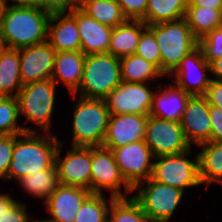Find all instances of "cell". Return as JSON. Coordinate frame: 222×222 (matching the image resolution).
<instances>
[{
    "instance_id": "cell-32",
    "label": "cell",
    "mask_w": 222,
    "mask_h": 222,
    "mask_svg": "<svg viewBox=\"0 0 222 222\" xmlns=\"http://www.w3.org/2000/svg\"><path fill=\"white\" fill-rule=\"evenodd\" d=\"M19 103L17 97L0 96V135H19L35 132L30 126H18Z\"/></svg>"
},
{
    "instance_id": "cell-11",
    "label": "cell",
    "mask_w": 222,
    "mask_h": 222,
    "mask_svg": "<svg viewBox=\"0 0 222 222\" xmlns=\"http://www.w3.org/2000/svg\"><path fill=\"white\" fill-rule=\"evenodd\" d=\"M144 141L154 157L179 154L192 146L184 136L180 122L148 116Z\"/></svg>"
},
{
    "instance_id": "cell-4",
    "label": "cell",
    "mask_w": 222,
    "mask_h": 222,
    "mask_svg": "<svg viewBox=\"0 0 222 222\" xmlns=\"http://www.w3.org/2000/svg\"><path fill=\"white\" fill-rule=\"evenodd\" d=\"M72 110V146H102L110 116L104 100L79 96Z\"/></svg>"
},
{
    "instance_id": "cell-24",
    "label": "cell",
    "mask_w": 222,
    "mask_h": 222,
    "mask_svg": "<svg viewBox=\"0 0 222 222\" xmlns=\"http://www.w3.org/2000/svg\"><path fill=\"white\" fill-rule=\"evenodd\" d=\"M199 178L206 187L212 183L222 185V141L206 142L197 146Z\"/></svg>"
},
{
    "instance_id": "cell-48",
    "label": "cell",
    "mask_w": 222,
    "mask_h": 222,
    "mask_svg": "<svg viewBox=\"0 0 222 222\" xmlns=\"http://www.w3.org/2000/svg\"><path fill=\"white\" fill-rule=\"evenodd\" d=\"M78 1V5L83 1V0H77Z\"/></svg>"
},
{
    "instance_id": "cell-36",
    "label": "cell",
    "mask_w": 222,
    "mask_h": 222,
    "mask_svg": "<svg viewBox=\"0 0 222 222\" xmlns=\"http://www.w3.org/2000/svg\"><path fill=\"white\" fill-rule=\"evenodd\" d=\"M14 135H0V178L5 179L11 164Z\"/></svg>"
},
{
    "instance_id": "cell-42",
    "label": "cell",
    "mask_w": 222,
    "mask_h": 222,
    "mask_svg": "<svg viewBox=\"0 0 222 222\" xmlns=\"http://www.w3.org/2000/svg\"><path fill=\"white\" fill-rule=\"evenodd\" d=\"M18 201L9 194H4L0 192V219L4 216L6 212H9Z\"/></svg>"
},
{
    "instance_id": "cell-16",
    "label": "cell",
    "mask_w": 222,
    "mask_h": 222,
    "mask_svg": "<svg viewBox=\"0 0 222 222\" xmlns=\"http://www.w3.org/2000/svg\"><path fill=\"white\" fill-rule=\"evenodd\" d=\"M149 115L110 114L102 146L110 150L144 140Z\"/></svg>"
},
{
    "instance_id": "cell-10",
    "label": "cell",
    "mask_w": 222,
    "mask_h": 222,
    "mask_svg": "<svg viewBox=\"0 0 222 222\" xmlns=\"http://www.w3.org/2000/svg\"><path fill=\"white\" fill-rule=\"evenodd\" d=\"M120 174L133 189L153 174L154 155L144 140L112 150Z\"/></svg>"
},
{
    "instance_id": "cell-45",
    "label": "cell",
    "mask_w": 222,
    "mask_h": 222,
    "mask_svg": "<svg viewBox=\"0 0 222 222\" xmlns=\"http://www.w3.org/2000/svg\"><path fill=\"white\" fill-rule=\"evenodd\" d=\"M211 74L215 76V80L222 81V57L213 60L210 63Z\"/></svg>"
},
{
    "instance_id": "cell-9",
    "label": "cell",
    "mask_w": 222,
    "mask_h": 222,
    "mask_svg": "<svg viewBox=\"0 0 222 222\" xmlns=\"http://www.w3.org/2000/svg\"><path fill=\"white\" fill-rule=\"evenodd\" d=\"M121 187H125V194ZM101 188L114 198H125L133 192L120 174L112 150L95 146L91 147V193L103 194Z\"/></svg>"
},
{
    "instance_id": "cell-3",
    "label": "cell",
    "mask_w": 222,
    "mask_h": 222,
    "mask_svg": "<svg viewBox=\"0 0 222 222\" xmlns=\"http://www.w3.org/2000/svg\"><path fill=\"white\" fill-rule=\"evenodd\" d=\"M153 32L160 51V72L171 74L181 60L199 46L185 18L147 25Z\"/></svg>"
},
{
    "instance_id": "cell-21",
    "label": "cell",
    "mask_w": 222,
    "mask_h": 222,
    "mask_svg": "<svg viewBox=\"0 0 222 222\" xmlns=\"http://www.w3.org/2000/svg\"><path fill=\"white\" fill-rule=\"evenodd\" d=\"M164 88L158 85L152 98V104L150 107V116L163 119L181 122L183 113L185 111L187 102L192 96L185 92L182 88L176 84H171Z\"/></svg>"
},
{
    "instance_id": "cell-40",
    "label": "cell",
    "mask_w": 222,
    "mask_h": 222,
    "mask_svg": "<svg viewBox=\"0 0 222 222\" xmlns=\"http://www.w3.org/2000/svg\"><path fill=\"white\" fill-rule=\"evenodd\" d=\"M203 96L206 98L209 106L222 109V81L212 79Z\"/></svg>"
},
{
    "instance_id": "cell-5",
    "label": "cell",
    "mask_w": 222,
    "mask_h": 222,
    "mask_svg": "<svg viewBox=\"0 0 222 222\" xmlns=\"http://www.w3.org/2000/svg\"><path fill=\"white\" fill-rule=\"evenodd\" d=\"M122 82L118 57L109 53L86 55L82 80L77 94L85 98L104 99Z\"/></svg>"
},
{
    "instance_id": "cell-37",
    "label": "cell",
    "mask_w": 222,
    "mask_h": 222,
    "mask_svg": "<svg viewBox=\"0 0 222 222\" xmlns=\"http://www.w3.org/2000/svg\"><path fill=\"white\" fill-rule=\"evenodd\" d=\"M127 19L142 20L145 23V13L148 0H116Z\"/></svg>"
},
{
    "instance_id": "cell-19",
    "label": "cell",
    "mask_w": 222,
    "mask_h": 222,
    "mask_svg": "<svg viewBox=\"0 0 222 222\" xmlns=\"http://www.w3.org/2000/svg\"><path fill=\"white\" fill-rule=\"evenodd\" d=\"M78 25L81 52L85 55L108 53L113 28L89 17L78 6L68 11Z\"/></svg>"
},
{
    "instance_id": "cell-8",
    "label": "cell",
    "mask_w": 222,
    "mask_h": 222,
    "mask_svg": "<svg viewBox=\"0 0 222 222\" xmlns=\"http://www.w3.org/2000/svg\"><path fill=\"white\" fill-rule=\"evenodd\" d=\"M190 153L191 148L179 154L154 157L152 178L183 191L186 190L185 188L201 185L198 154L193 161L189 159Z\"/></svg>"
},
{
    "instance_id": "cell-25",
    "label": "cell",
    "mask_w": 222,
    "mask_h": 222,
    "mask_svg": "<svg viewBox=\"0 0 222 222\" xmlns=\"http://www.w3.org/2000/svg\"><path fill=\"white\" fill-rule=\"evenodd\" d=\"M22 87L19 50L4 48L0 54V96L17 97Z\"/></svg>"
},
{
    "instance_id": "cell-15",
    "label": "cell",
    "mask_w": 222,
    "mask_h": 222,
    "mask_svg": "<svg viewBox=\"0 0 222 222\" xmlns=\"http://www.w3.org/2000/svg\"><path fill=\"white\" fill-rule=\"evenodd\" d=\"M18 50L20 77L23 85L51 78L56 51L47 41Z\"/></svg>"
},
{
    "instance_id": "cell-38",
    "label": "cell",
    "mask_w": 222,
    "mask_h": 222,
    "mask_svg": "<svg viewBox=\"0 0 222 222\" xmlns=\"http://www.w3.org/2000/svg\"><path fill=\"white\" fill-rule=\"evenodd\" d=\"M26 207L25 203L18 202L9 212L4 214L0 222H40V219L29 218Z\"/></svg>"
},
{
    "instance_id": "cell-29",
    "label": "cell",
    "mask_w": 222,
    "mask_h": 222,
    "mask_svg": "<svg viewBox=\"0 0 222 222\" xmlns=\"http://www.w3.org/2000/svg\"><path fill=\"white\" fill-rule=\"evenodd\" d=\"M17 181L29 196L45 201L60 184L55 163L50 168L21 177Z\"/></svg>"
},
{
    "instance_id": "cell-27",
    "label": "cell",
    "mask_w": 222,
    "mask_h": 222,
    "mask_svg": "<svg viewBox=\"0 0 222 222\" xmlns=\"http://www.w3.org/2000/svg\"><path fill=\"white\" fill-rule=\"evenodd\" d=\"M184 18L198 40L222 27V9L188 6Z\"/></svg>"
},
{
    "instance_id": "cell-30",
    "label": "cell",
    "mask_w": 222,
    "mask_h": 222,
    "mask_svg": "<svg viewBox=\"0 0 222 222\" xmlns=\"http://www.w3.org/2000/svg\"><path fill=\"white\" fill-rule=\"evenodd\" d=\"M187 7L188 0H148L145 23L151 25L182 19Z\"/></svg>"
},
{
    "instance_id": "cell-17",
    "label": "cell",
    "mask_w": 222,
    "mask_h": 222,
    "mask_svg": "<svg viewBox=\"0 0 222 222\" xmlns=\"http://www.w3.org/2000/svg\"><path fill=\"white\" fill-rule=\"evenodd\" d=\"M180 123L184 136L191 146L210 141L209 104L203 95H193L189 98Z\"/></svg>"
},
{
    "instance_id": "cell-41",
    "label": "cell",
    "mask_w": 222,
    "mask_h": 222,
    "mask_svg": "<svg viewBox=\"0 0 222 222\" xmlns=\"http://www.w3.org/2000/svg\"><path fill=\"white\" fill-rule=\"evenodd\" d=\"M77 6V0H42V9H46L50 12H68Z\"/></svg>"
},
{
    "instance_id": "cell-26",
    "label": "cell",
    "mask_w": 222,
    "mask_h": 222,
    "mask_svg": "<svg viewBox=\"0 0 222 222\" xmlns=\"http://www.w3.org/2000/svg\"><path fill=\"white\" fill-rule=\"evenodd\" d=\"M78 7L89 17L112 28L128 20L116 0H83Z\"/></svg>"
},
{
    "instance_id": "cell-28",
    "label": "cell",
    "mask_w": 222,
    "mask_h": 222,
    "mask_svg": "<svg viewBox=\"0 0 222 222\" xmlns=\"http://www.w3.org/2000/svg\"><path fill=\"white\" fill-rule=\"evenodd\" d=\"M122 81L128 83H148L164 75L151 62L136 54L119 58Z\"/></svg>"
},
{
    "instance_id": "cell-22",
    "label": "cell",
    "mask_w": 222,
    "mask_h": 222,
    "mask_svg": "<svg viewBox=\"0 0 222 222\" xmlns=\"http://www.w3.org/2000/svg\"><path fill=\"white\" fill-rule=\"evenodd\" d=\"M86 55L81 51L56 52L51 79L57 84L62 83L74 94L82 80Z\"/></svg>"
},
{
    "instance_id": "cell-44",
    "label": "cell",
    "mask_w": 222,
    "mask_h": 222,
    "mask_svg": "<svg viewBox=\"0 0 222 222\" xmlns=\"http://www.w3.org/2000/svg\"><path fill=\"white\" fill-rule=\"evenodd\" d=\"M11 1V0H10ZM14 3L11 4L16 7H32V8H42V0H12ZM8 4V0H6Z\"/></svg>"
},
{
    "instance_id": "cell-1",
    "label": "cell",
    "mask_w": 222,
    "mask_h": 222,
    "mask_svg": "<svg viewBox=\"0 0 222 222\" xmlns=\"http://www.w3.org/2000/svg\"><path fill=\"white\" fill-rule=\"evenodd\" d=\"M51 12L6 4L0 26V42L5 48L19 49L47 41Z\"/></svg>"
},
{
    "instance_id": "cell-33",
    "label": "cell",
    "mask_w": 222,
    "mask_h": 222,
    "mask_svg": "<svg viewBox=\"0 0 222 222\" xmlns=\"http://www.w3.org/2000/svg\"><path fill=\"white\" fill-rule=\"evenodd\" d=\"M104 194L91 193L82 203L74 222H107L111 201Z\"/></svg>"
},
{
    "instance_id": "cell-2",
    "label": "cell",
    "mask_w": 222,
    "mask_h": 222,
    "mask_svg": "<svg viewBox=\"0 0 222 222\" xmlns=\"http://www.w3.org/2000/svg\"><path fill=\"white\" fill-rule=\"evenodd\" d=\"M35 132L14 135L11 164L4 180L16 179L50 168L61 140L45 132L42 137ZM19 138V139H18Z\"/></svg>"
},
{
    "instance_id": "cell-6",
    "label": "cell",
    "mask_w": 222,
    "mask_h": 222,
    "mask_svg": "<svg viewBox=\"0 0 222 222\" xmlns=\"http://www.w3.org/2000/svg\"><path fill=\"white\" fill-rule=\"evenodd\" d=\"M56 83L51 79L23 85L17 95L19 116L40 127L43 133H50L53 108L55 105Z\"/></svg>"
},
{
    "instance_id": "cell-23",
    "label": "cell",
    "mask_w": 222,
    "mask_h": 222,
    "mask_svg": "<svg viewBox=\"0 0 222 222\" xmlns=\"http://www.w3.org/2000/svg\"><path fill=\"white\" fill-rule=\"evenodd\" d=\"M147 24L142 20L128 19L113 28L108 53L118 58L136 53L142 31Z\"/></svg>"
},
{
    "instance_id": "cell-14",
    "label": "cell",
    "mask_w": 222,
    "mask_h": 222,
    "mask_svg": "<svg viewBox=\"0 0 222 222\" xmlns=\"http://www.w3.org/2000/svg\"><path fill=\"white\" fill-rule=\"evenodd\" d=\"M206 71L211 72L210 63L205 58L202 49L198 46L187 56L171 74L174 83L185 92L193 95H204L211 83Z\"/></svg>"
},
{
    "instance_id": "cell-31",
    "label": "cell",
    "mask_w": 222,
    "mask_h": 222,
    "mask_svg": "<svg viewBox=\"0 0 222 222\" xmlns=\"http://www.w3.org/2000/svg\"><path fill=\"white\" fill-rule=\"evenodd\" d=\"M107 222H152L138 202L131 196L114 198L108 212Z\"/></svg>"
},
{
    "instance_id": "cell-35",
    "label": "cell",
    "mask_w": 222,
    "mask_h": 222,
    "mask_svg": "<svg viewBox=\"0 0 222 222\" xmlns=\"http://www.w3.org/2000/svg\"><path fill=\"white\" fill-rule=\"evenodd\" d=\"M204 58L208 63L222 57V27L217 28L199 40Z\"/></svg>"
},
{
    "instance_id": "cell-34",
    "label": "cell",
    "mask_w": 222,
    "mask_h": 222,
    "mask_svg": "<svg viewBox=\"0 0 222 222\" xmlns=\"http://www.w3.org/2000/svg\"><path fill=\"white\" fill-rule=\"evenodd\" d=\"M136 55L154 64L160 71V51L153 32L146 27L140 36Z\"/></svg>"
},
{
    "instance_id": "cell-47",
    "label": "cell",
    "mask_w": 222,
    "mask_h": 222,
    "mask_svg": "<svg viewBox=\"0 0 222 222\" xmlns=\"http://www.w3.org/2000/svg\"><path fill=\"white\" fill-rule=\"evenodd\" d=\"M4 48H5V46L0 42V54Z\"/></svg>"
},
{
    "instance_id": "cell-20",
    "label": "cell",
    "mask_w": 222,
    "mask_h": 222,
    "mask_svg": "<svg viewBox=\"0 0 222 222\" xmlns=\"http://www.w3.org/2000/svg\"><path fill=\"white\" fill-rule=\"evenodd\" d=\"M47 42L56 52L81 51L78 25L69 12H51Z\"/></svg>"
},
{
    "instance_id": "cell-7",
    "label": "cell",
    "mask_w": 222,
    "mask_h": 222,
    "mask_svg": "<svg viewBox=\"0 0 222 222\" xmlns=\"http://www.w3.org/2000/svg\"><path fill=\"white\" fill-rule=\"evenodd\" d=\"M132 190H137L138 193L132 197L152 222H169L185 194L183 190L157 182L152 177Z\"/></svg>"
},
{
    "instance_id": "cell-18",
    "label": "cell",
    "mask_w": 222,
    "mask_h": 222,
    "mask_svg": "<svg viewBox=\"0 0 222 222\" xmlns=\"http://www.w3.org/2000/svg\"><path fill=\"white\" fill-rule=\"evenodd\" d=\"M91 194L87 189L59 184L44 202L51 218L42 222H74L83 201Z\"/></svg>"
},
{
    "instance_id": "cell-46",
    "label": "cell",
    "mask_w": 222,
    "mask_h": 222,
    "mask_svg": "<svg viewBox=\"0 0 222 222\" xmlns=\"http://www.w3.org/2000/svg\"><path fill=\"white\" fill-rule=\"evenodd\" d=\"M5 6H6V0H0V26H1L2 14H3Z\"/></svg>"
},
{
    "instance_id": "cell-43",
    "label": "cell",
    "mask_w": 222,
    "mask_h": 222,
    "mask_svg": "<svg viewBox=\"0 0 222 222\" xmlns=\"http://www.w3.org/2000/svg\"><path fill=\"white\" fill-rule=\"evenodd\" d=\"M188 6L222 9V0H188Z\"/></svg>"
},
{
    "instance_id": "cell-39",
    "label": "cell",
    "mask_w": 222,
    "mask_h": 222,
    "mask_svg": "<svg viewBox=\"0 0 222 222\" xmlns=\"http://www.w3.org/2000/svg\"><path fill=\"white\" fill-rule=\"evenodd\" d=\"M211 119V139L209 142L222 141V109L209 106Z\"/></svg>"
},
{
    "instance_id": "cell-13",
    "label": "cell",
    "mask_w": 222,
    "mask_h": 222,
    "mask_svg": "<svg viewBox=\"0 0 222 222\" xmlns=\"http://www.w3.org/2000/svg\"><path fill=\"white\" fill-rule=\"evenodd\" d=\"M62 146L63 142L60 141L55 155L59 183L81 187L91 192V147L72 146L62 158Z\"/></svg>"
},
{
    "instance_id": "cell-12",
    "label": "cell",
    "mask_w": 222,
    "mask_h": 222,
    "mask_svg": "<svg viewBox=\"0 0 222 222\" xmlns=\"http://www.w3.org/2000/svg\"><path fill=\"white\" fill-rule=\"evenodd\" d=\"M148 85L122 81L103 99L109 113L149 115L154 91Z\"/></svg>"
}]
</instances>
